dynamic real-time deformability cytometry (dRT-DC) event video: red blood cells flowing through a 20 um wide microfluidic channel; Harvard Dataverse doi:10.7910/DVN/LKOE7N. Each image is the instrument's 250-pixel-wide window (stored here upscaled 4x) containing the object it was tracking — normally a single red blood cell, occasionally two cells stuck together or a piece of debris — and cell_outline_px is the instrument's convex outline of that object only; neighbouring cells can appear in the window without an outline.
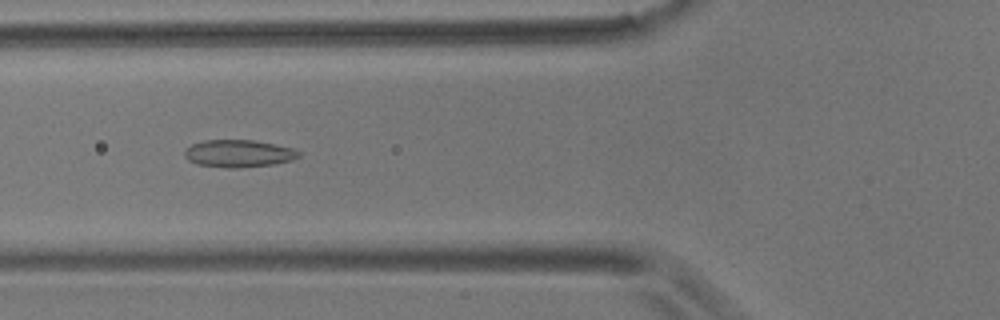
{"species": "common noctule bat (a hibernating species)", "species_latin": "Nyctalus noctula", "temperature_condition": "room temperature", "stored_images_in_passage": 10, "camera_frame_rate_fps": 3000, "um_per_image_px": 0.085, "animal": {"sex": "male", "body_mass_g": 17.9}, "frame": {"image": 1, "passage_image": 6, "time_ms": 6.0, "image_size_px": [1000, 320], "cell_outline_px": [[300, 156], [292, 160], [276, 164], [240, 168], [228, 168], [196, 164], [188, 160], [184, 156], [184, 152], [192, 144], [204, 140], [252, 140], [276, 144], [292, 148], [300, 152]], "centroid_in_image_um": [20.29, 13.05], "position_along_channel_um": 105.5, "area_um2": 18.32}}
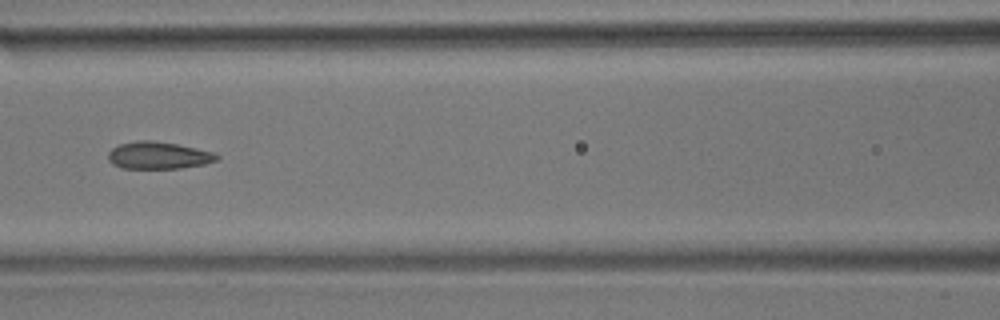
{"frame": {"image": 2, "passage_image": 7, "time_ms": 7.333, "image_size_px": [1000, 320], "cell_outline_px": [[220, 156], [216, 160], [204, 164], [180, 168], [124, 168], [112, 164], [108, 160], [108, 152], [112, 148], [120, 144], [140, 140], [148, 140], [176, 144], [212, 152]], "centroid_in_image_um": [13.43, 13.21], "position_along_channel_um": 153.2, "area_um2": 16.94}}
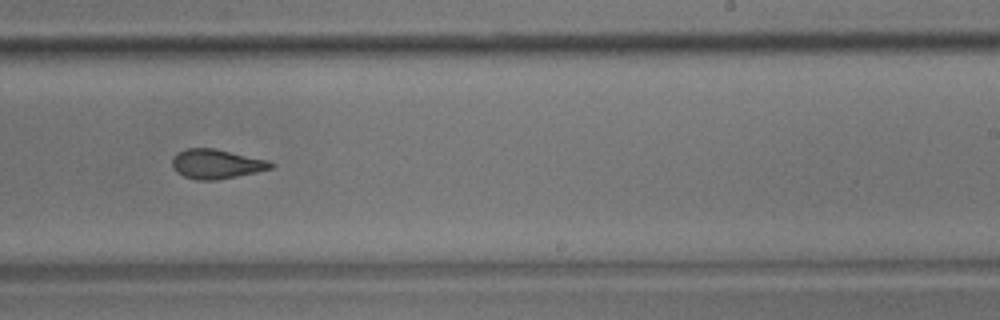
{"frame": {"image": 3, "passage_image": 10, "time_ms": 10.667, "image_size_px": [1000, 320], "cell_outline_px": [[276, 164], [272, 168], [256, 172], [216, 180], [196, 180], [184, 176], [176, 172], [172, 168], [172, 156], [188, 148], [212, 148], [268, 160]], "centroid_in_image_um": [18.38, 13.94], "position_along_channel_um": 270.6, "area_um2": 16.82}}